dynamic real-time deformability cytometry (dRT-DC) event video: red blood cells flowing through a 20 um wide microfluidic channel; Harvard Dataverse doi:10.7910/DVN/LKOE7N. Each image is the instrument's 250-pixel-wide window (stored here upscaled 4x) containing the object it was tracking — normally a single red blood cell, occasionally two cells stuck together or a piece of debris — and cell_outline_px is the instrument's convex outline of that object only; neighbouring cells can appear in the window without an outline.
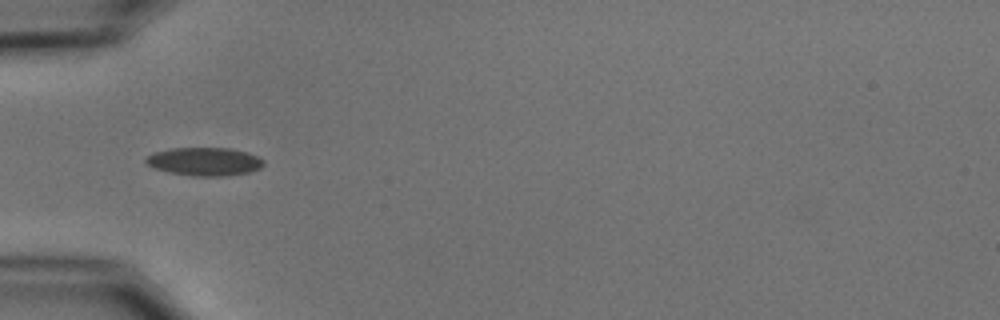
{"species": "common noctule bat (a hibernating species)", "species_latin": "Nyctalus noctula", "temperature_condition": "cold", "stored_images_in_passage": 7, "camera_frame_rate_fps": 3000, "um_per_image_px": 0.085, "animal": {"sex": "male", "body_mass_g": 15.6}, "frame": {"image": 1, "passage_image": 5, "time_ms": 5.667, "image_size_px": [1000, 320], "cell_outline_px": [[264, 164], [260, 168], [248, 172], [224, 176], [192, 176], [168, 172], [152, 168], [144, 164], [144, 156], [152, 152], [172, 148], [232, 148], [248, 152], [264, 160]], "centroid_in_image_um": [17.31, 13.72], "position_along_channel_um": 67.7, "area_um2": 19.71}}